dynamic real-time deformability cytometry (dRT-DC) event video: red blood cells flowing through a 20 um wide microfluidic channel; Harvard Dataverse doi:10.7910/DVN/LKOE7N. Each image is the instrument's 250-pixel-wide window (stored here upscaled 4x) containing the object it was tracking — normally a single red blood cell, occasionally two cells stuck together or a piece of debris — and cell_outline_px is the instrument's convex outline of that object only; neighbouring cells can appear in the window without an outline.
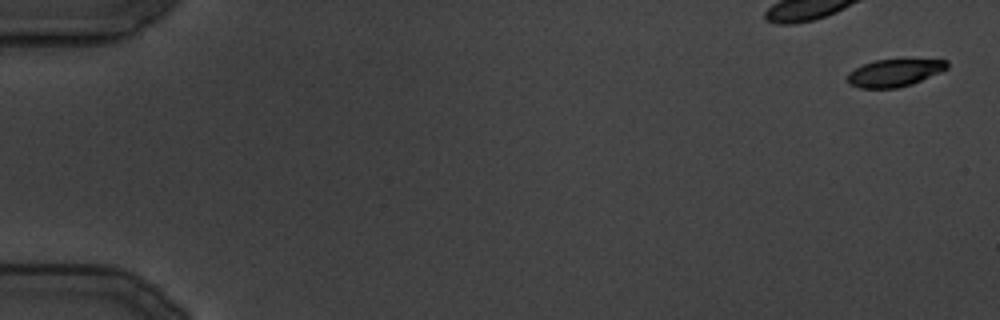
{"species": "common noctule bat (a hibernating species)", "species_latin": "Nyctalus noctula", "temperature_condition": "cold", "stored_images_in_passage": 11, "camera_frame_rate_fps": 3000, "um_per_image_px": 0.085, "animal": {"sex": "male", "body_mass_g": 19.5, "forearm_length_mm": 54.6}, "frame": {"image": 1, "passage_image": 1, "time_ms": 0.0, "image_size_px": [1000, 320], "cell_outline_px": [[948, 68], [940, 72], [912, 84], [896, 88], [860, 88], [848, 84], [848, 72], [864, 64], [876, 60], [948, 60]], "centroid_in_image_um": [76.01, 6.2], "position_along_channel_um": 9.0, "area_um2": 15.66}}